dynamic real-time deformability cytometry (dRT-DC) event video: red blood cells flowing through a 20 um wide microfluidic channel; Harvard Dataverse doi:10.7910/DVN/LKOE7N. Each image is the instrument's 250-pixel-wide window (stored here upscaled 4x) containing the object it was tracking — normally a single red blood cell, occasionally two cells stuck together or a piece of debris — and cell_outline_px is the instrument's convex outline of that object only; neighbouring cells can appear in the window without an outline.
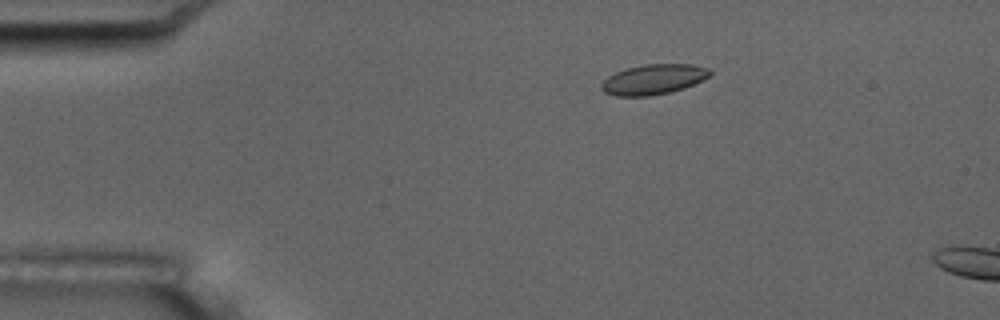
{"species": "common noctule bat (a hibernating species)", "species_latin": "Nyctalus noctula", "temperature_condition": "room temperature", "stored_images_in_passage": 5, "camera_frame_rate_fps": 3000, "um_per_image_px": 0.085, "animal": {"sex": "male", "body_mass_g": 17.5, "forearm_length_mm": 52.3}, "frame": {"image": 1, "passage_image": 3, "time_ms": 3.0, "image_size_px": [1000, 320], "cell_outline_px": [[712, 72], [708, 76], [684, 88], [668, 92], [648, 96], [616, 96], [604, 92], [600, 88], [600, 84], [608, 76], [616, 72], [628, 68], [644, 64], [692, 64], [708, 68]], "centroid_in_image_um": [55.5, 6.74], "position_along_channel_um": 29.5, "area_um2": 18.84}}